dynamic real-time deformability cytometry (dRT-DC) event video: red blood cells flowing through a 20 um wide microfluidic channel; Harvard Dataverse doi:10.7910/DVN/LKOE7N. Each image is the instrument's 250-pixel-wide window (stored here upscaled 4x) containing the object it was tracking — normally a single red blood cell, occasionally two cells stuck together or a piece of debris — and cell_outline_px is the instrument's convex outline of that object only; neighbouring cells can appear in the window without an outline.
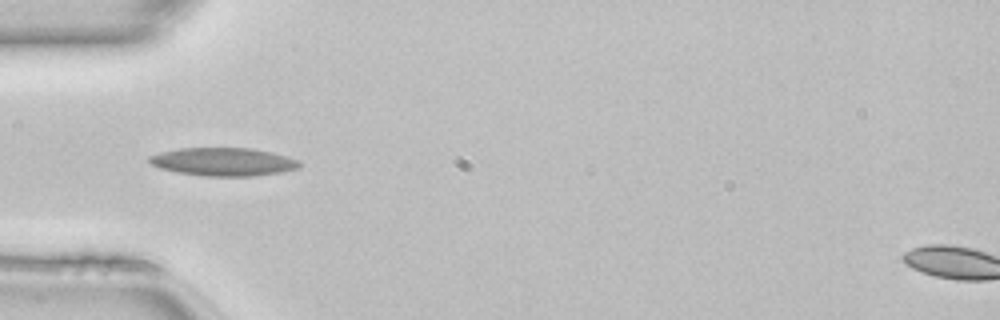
{"species": "common noctule bat (a hibernating species)", "species_latin": "Nyctalus noctula", "temperature_condition": "room temperature", "stored_images_in_passage": 35, "camera_frame_rate_fps": 3000, "um_per_image_px": 0.085, "animal": {"sex": "female", "body_mass_g": 22.7, "forearm_length_mm": 54.2}, "frame": {"image": 1, "passage_image": 1, "time_ms": 0.0, "image_size_px": [1000, 320], "cell_outline_px": [[300, 168], [280, 172], [252, 176], [204, 176], [180, 172], [160, 168], [152, 164], [148, 160], [148, 156], [160, 152], [180, 148], [252, 148], [272, 152], [288, 156], [300, 160]], "centroid_in_image_um": [19.02, 13.74], "position_along_channel_um": 66.0, "area_um2": 24.62}}
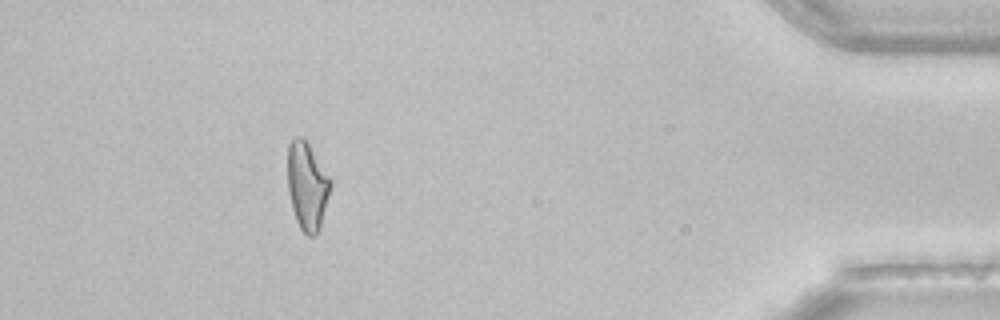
{"frame": {"image": 2, "passage_image": 30, "time_ms": 9.667, "image_size_px": [1000, 320], "cell_outline_px": [[332, 184], [320, 228], [312, 236], [308, 236], [300, 228], [296, 220], [292, 208], [288, 192], [288, 144], [296, 136], [304, 136], [332, 180]], "centroid_in_image_um": [26.11, 15.77], "position_along_channel_um": 409.1, "area_um2": 22.02}, "authors_computed_cell_mechanics": {"area_um2": 22.1952, "velocity_mm_per_s": 4.1482, "shape_relaxation_time_tau1_ms": 8.1884, "shape_relaxation_time_tau2_ms": 3.1708, "deformation_change_tau1": 0.2015, "deformation_change_tau2": 0.1188}}